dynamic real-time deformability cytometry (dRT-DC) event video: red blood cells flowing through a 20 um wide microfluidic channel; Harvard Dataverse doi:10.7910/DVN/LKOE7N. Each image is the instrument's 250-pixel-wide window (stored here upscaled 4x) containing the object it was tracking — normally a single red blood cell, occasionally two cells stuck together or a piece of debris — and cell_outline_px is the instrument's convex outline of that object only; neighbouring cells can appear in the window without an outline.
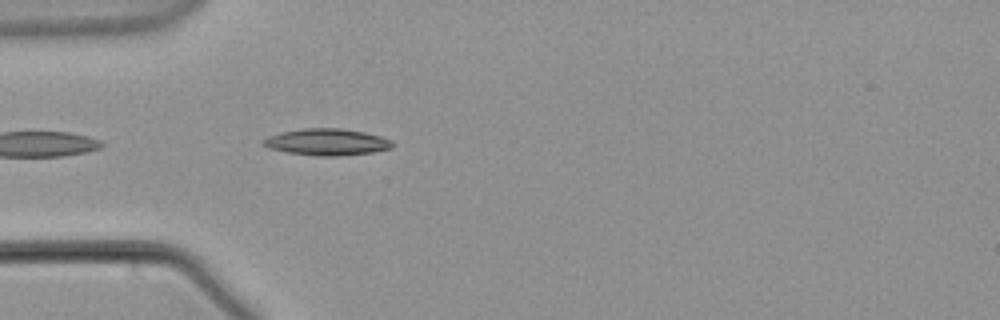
{"species": "common noctule bat (a hibernating species)", "species_latin": "Nyctalus noctula", "temperature_condition": "warm", "stored_images_in_passage": 7, "camera_frame_rate_fps": 3000, "um_per_image_px": 0.085, "animal": {"sex": "male", "body_mass_g": 21.5, "forearm_length_mm": 52.0}, "frame": {"image": 1, "passage_image": 2, "time_ms": 0.333, "image_size_px": [1000, 320], "cell_outline_px": [[392, 148], [372, 152], [340, 156], [316, 156], [288, 152], [268, 148], [260, 144], [260, 140], [268, 136], [280, 132], [304, 128], [340, 128], [364, 132], [380, 136], [392, 140]], "centroid_in_image_um": [27.73, 12.07], "position_along_channel_um": 57.3, "area_um2": 20.17}}